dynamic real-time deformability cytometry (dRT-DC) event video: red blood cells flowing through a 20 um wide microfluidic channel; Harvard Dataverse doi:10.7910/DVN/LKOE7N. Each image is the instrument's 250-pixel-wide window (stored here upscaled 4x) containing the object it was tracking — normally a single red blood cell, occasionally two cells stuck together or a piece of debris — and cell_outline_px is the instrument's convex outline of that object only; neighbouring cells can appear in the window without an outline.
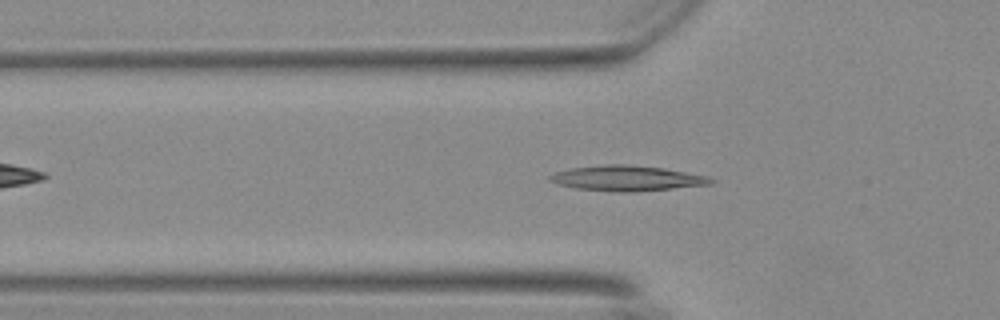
{"species": "Egyptian fruit bat (a non-hibernating species)", "species_latin": "Rousettus aegyptiacus", "temperature_condition": "warm", "stored_images_in_passage": 48, "camera_frame_rate_fps": 3000, "um_per_image_px": 0.085, "animal": {"sex": "female"}, "frame": {"image": 1, "passage_image": 11, "time_ms": 3.333, "image_size_px": [1000, 320], "cell_outline_px": [[716, 180], [712, 184], [636, 192], [616, 192], [576, 188], [560, 184], [548, 180], [548, 176], [556, 172], [572, 168], [608, 164], [620, 164], [664, 168], [708, 176]], "centroid_in_image_um": [53.33, 15.16], "position_along_channel_um": 72.5, "area_um2": 23.58}}
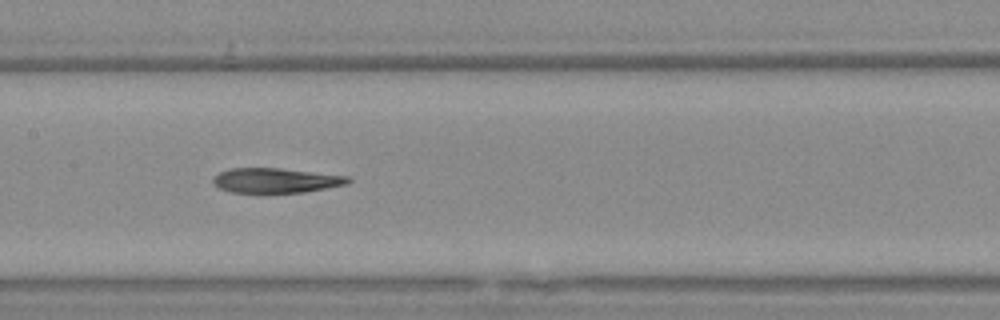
{"frame": {"image": 2, "passage_image": 20, "time_ms": 6.333, "image_size_px": [1000, 320], "cell_outline_px": [[352, 180], [348, 184], [304, 192], [264, 196], [232, 192], [220, 188], [212, 184], [212, 180], [220, 172], [232, 168], [280, 168], [348, 176]], "centroid_in_image_um": [23.42, 15.39], "position_along_channel_um": 184.0, "area_um2": 20.35}}
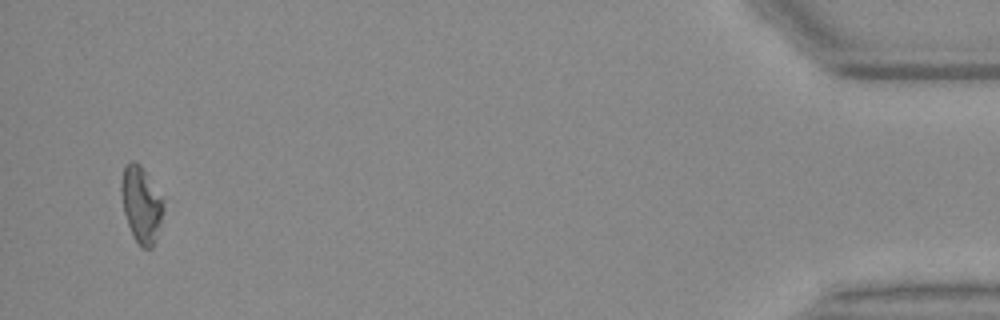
{"frame": {"image": 3, "passage_image": 46, "time_ms": 15.0, "image_size_px": [1000, 320], "cell_outline_px": [[168, 196], [156, 240], [152, 248], [140, 248], [128, 224], [124, 212], [120, 192], [120, 184], [124, 164], [132, 160], [140, 164]], "centroid_in_image_um": [12.08, 17.3], "position_along_channel_um": 423.1, "area_um2": 19.88}, "authors_computed_cell_mechanics": {"area_um2": 20.4323, "velocity_mm_per_s": 3.6886, "shape_relaxation_time_tau1_ms": null, "shape_relaxation_time_tau2_ms": 9.175, "deformation_change_tau1": null, "deformation_change_tau2": 0.2122}}